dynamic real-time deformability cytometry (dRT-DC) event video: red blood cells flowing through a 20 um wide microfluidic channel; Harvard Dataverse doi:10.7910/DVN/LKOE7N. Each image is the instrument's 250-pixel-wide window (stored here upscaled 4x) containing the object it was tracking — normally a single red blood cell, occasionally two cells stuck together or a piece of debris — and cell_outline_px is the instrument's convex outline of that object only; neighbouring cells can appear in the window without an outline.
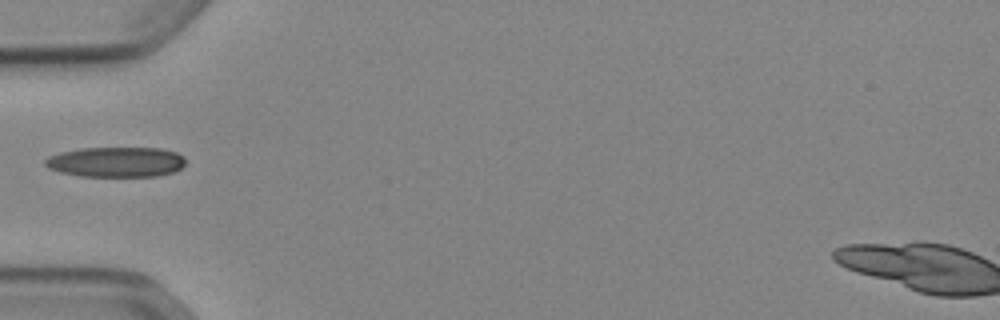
{"species": "Egyptian fruit bat (a non-hibernating species)", "species_latin": "Rousettus aegyptiacus", "temperature_condition": "cold", "stored_images_in_passage": 35, "camera_frame_rate_fps": 3000, "um_per_image_px": 0.085, "animal": {"sex": "female"}, "frame": {"image": 1, "passage_image": 1, "time_ms": 0.0, "image_size_px": [1000, 320], "cell_outline_px": [[184, 164], [180, 168], [172, 172], [156, 176], [80, 176], [60, 172], [48, 168], [44, 164], [44, 160], [48, 156], [60, 152], [80, 148], [160, 148], [176, 152], [184, 156]], "centroid_in_image_um": [9.83, 13.76], "position_along_channel_um": 75.2, "area_um2": 24.68}}
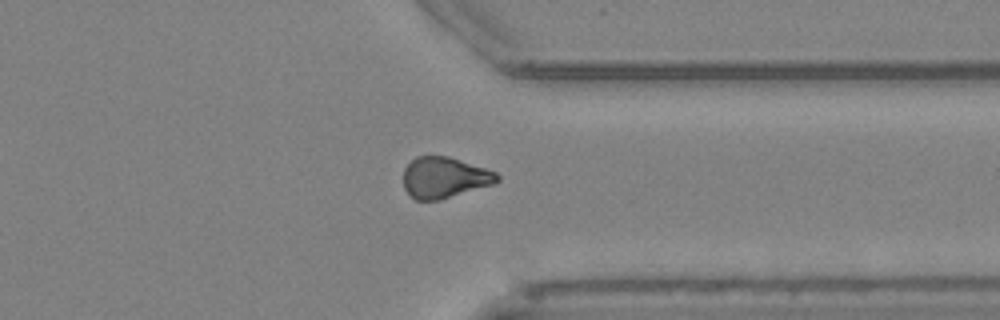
{"frame": {"image": 2, "passage_image": 24, "time_ms": 7.667, "image_size_px": [1000, 320], "cell_outline_px": [[500, 180], [492, 184], [436, 200], [416, 200], [404, 188], [404, 168], [416, 156], [448, 156], [496, 172], [500, 176]], "centroid_in_image_um": [37.76, 15.07], "position_along_channel_um": 373.6, "area_um2": 21.91}}
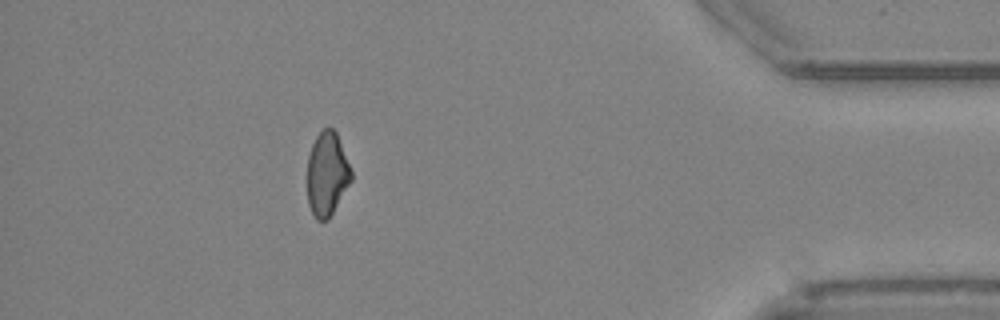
{"frame": {"image": 3, "passage_image": 30, "time_ms": 9.667, "image_size_px": [1000, 320], "cell_outline_px": [[352, 180], [328, 220], [316, 220], [308, 204], [308, 156], [312, 144], [316, 136], [324, 128], [332, 128], [336, 132], [352, 172]], "centroid_in_image_um": [27.8, 14.8], "position_along_channel_um": 407.4, "area_um2": 21.27}}